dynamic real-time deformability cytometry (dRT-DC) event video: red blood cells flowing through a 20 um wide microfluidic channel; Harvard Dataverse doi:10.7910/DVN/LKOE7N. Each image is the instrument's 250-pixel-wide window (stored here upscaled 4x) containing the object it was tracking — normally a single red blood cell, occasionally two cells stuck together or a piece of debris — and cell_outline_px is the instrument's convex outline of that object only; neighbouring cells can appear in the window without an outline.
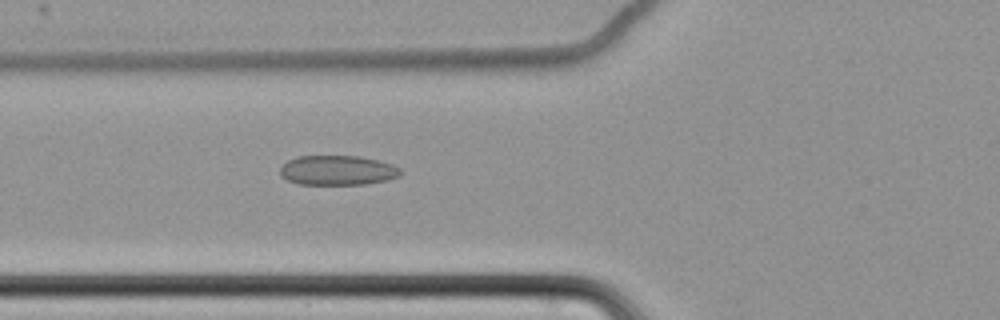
{"species": "common noctule bat (a hibernating species)", "species_latin": "Nyctalus noctula", "temperature_condition": "cold", "stored_images_in_passage": 50, "camera_frame_rate_fps": 3000, "um_per_image_px": 0.085, "animal": {"sex": "female", "body_mass_g": 22.7, "forearm_length_mm": 54.2}, "frame": {"image": 1, "passage_image": 14, "time_ms": 4.333, "image_size_px": [1000, 320], "cell_outline_px": [[400, 176], [388, 180], [364, 184], [300, 184], [288, 180], [280, 176], [280, 168], [288, 160], [300, 156], [360, 156], [380, 160], [392, 164], [400, 168]], "centroid_in_image_um": [28.71, 14.47], "position_along_channel_um": 97.1, "area_um2": 20.87}}
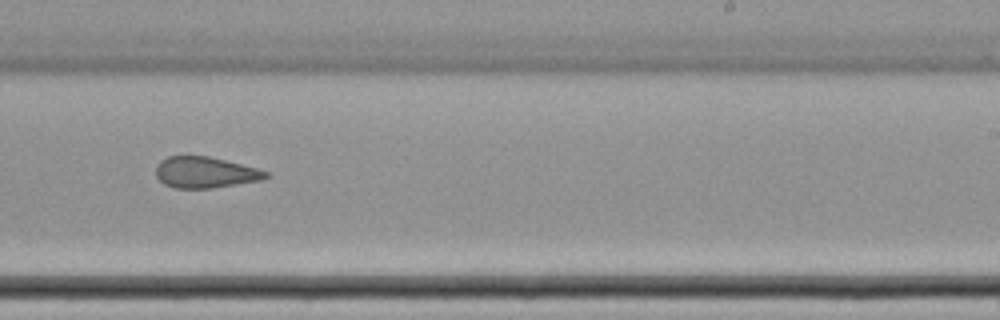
{"frame": {"image": 2, "passage_image": 29, "time_ms": 9.333, "image_size_px": [1000, 320], "cell_outline_px": [[272, 176], [264, 180], [212, 188], [172, 188], [164, 184], [156, 176], [156, 164], [160, 160], [168, 156], [208, 156], [256, 168], [268, 172]], "centroid_in_image_um": [17.44, 14.66], "position_along_channel_um": 271.6, "area_um2": 20.06}}
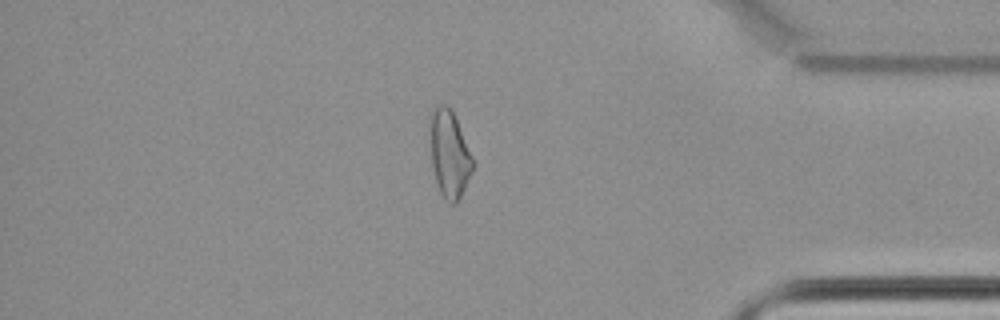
{"frame": {"image": 3, "passage_image": 42, "time_ms": 13.667, "image_size_px": [1000, 320], "cell_outline_px": [[476, 164], [456, 204], [448, 204], [444, 200], [440, 192], [436, 180], [432, 164], [428, 124], [428, 116], [436, 104], [444, 104], [452, 108]], "centroid_in_image_um": [38.18, 13.03], "position_along_channel_um": 397.0, "area_um2": 22.31}, "authors_computed_cell_mechanics": {"area_um2": 21.3282, "velocity_mm_per_s": 3.4896, "shape_relaxation_time_tau1_ms": null, "shape_relaxation_time_tau2_ms": 2.3707, "deformation_change_tau1": null, "deformation_change_tau2": 0.0927}}